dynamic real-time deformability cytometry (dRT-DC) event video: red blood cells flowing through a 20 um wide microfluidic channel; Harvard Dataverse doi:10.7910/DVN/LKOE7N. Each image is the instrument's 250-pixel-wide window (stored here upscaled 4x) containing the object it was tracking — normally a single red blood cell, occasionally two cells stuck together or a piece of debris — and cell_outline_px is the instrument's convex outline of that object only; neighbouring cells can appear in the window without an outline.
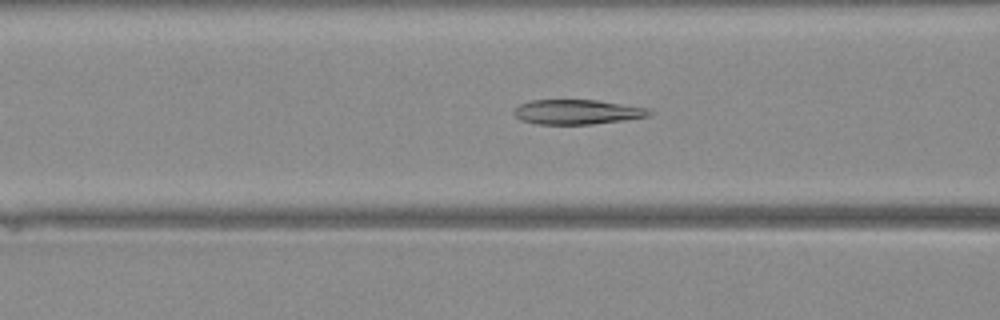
{"species": "Egyptian fruit bat (a non-hibernating species)", "species_latin": "Rousettus aegyptiacus", "temperature_condition": "warm", "stored_images_in_passage": 39, "camera_frame_rate_fps": 3000, "um_per_image_px": 0.085, "animal": {"sex": "female"}, "frame": {"image": 1, "passage_image": 13, "time_ms": 4.0, "image_size_px": [1000, 320], "cell_outline_px": [[652, 112], [648, 116], [624, 120], [592, 124], [536, 124], [520, 120], [512, 112], [520, 104], [532, 100], [596, 100], [648, 108]], "centroid_in_image_um": [49.03, 9.52], "position_along_channel_um": 117.6, "area_um2": 19.36}}
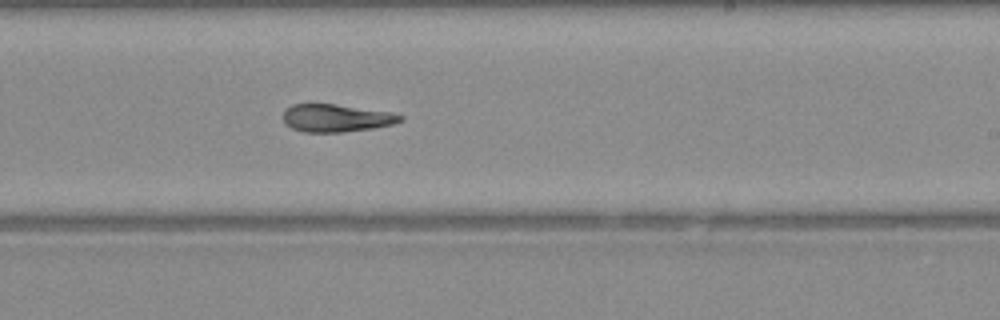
{"frame": {"image": 2, "passage_image": 22, "time_ms": 7.0, "image_size_px": [1000, 320], "cell_outline_px": [[404, 120], [392, 124], [372, 128], [344, 132], [304, 132], [292, 128], [284, 120], [284, 108], [292, 104], [336, 104], [392, 112], [404, 116]], "centroid_in_image_um": [28.6, 10.02], "position_along_channel_um": 260.4, "area_um2": 18.9}}
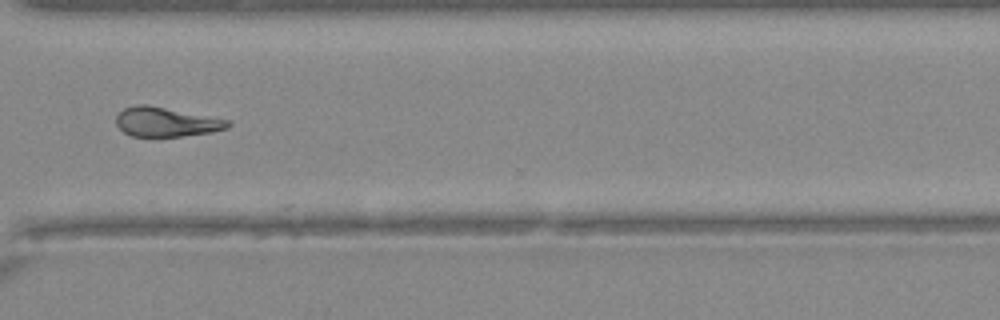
{"frame": {"image": 3, "passage_image": 28, "time_ms": 9.0, "image_size_px": [1000, 320], "cell_outline_px": [[232, 124], [228, 128], [212, 132], [184, 136], [132, 136], [124, 132], [116, 124], [116, 116], [124, 108], [136, 104], [148, 104], [232, 120]], "centroid_in_image_um": [14.17, 10.35], "position_along_channel_um": 356.4, "area_um2": 19.36}}